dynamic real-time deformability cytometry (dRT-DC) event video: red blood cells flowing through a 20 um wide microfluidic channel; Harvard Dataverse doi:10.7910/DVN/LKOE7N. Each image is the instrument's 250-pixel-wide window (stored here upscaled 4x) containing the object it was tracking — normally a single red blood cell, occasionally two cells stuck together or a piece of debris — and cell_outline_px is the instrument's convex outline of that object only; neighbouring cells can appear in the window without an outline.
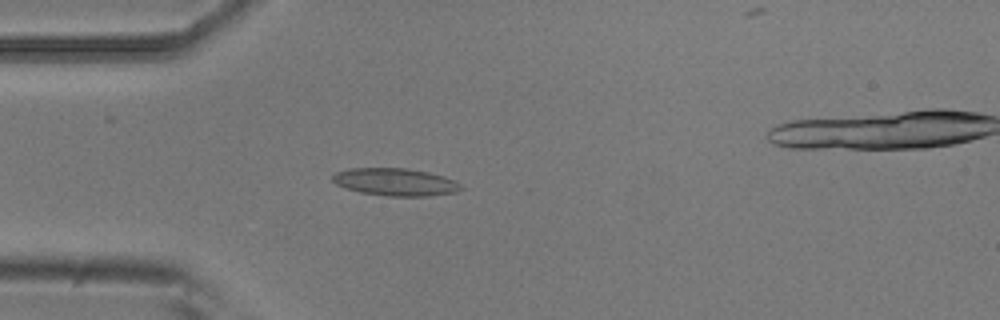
{"species": "common noctule bat (a hibernating species)", "species_latin": "Nyctalus noctula", "temperature_condition": "room temperature", "stored_images_in_passage": 5, "camera_frame_rate_fps": 3000, "um_per_image_px": 0.085, "animal": {"sex": "male", "body_mass_g": 20.5, "forearm_length_mm": 52.5}, "frame": {"image": 1, "passage_image": 4, "time_ms": 1.0, "image_size_px": [1000, 320], "cell_outline_px": [[464, 188], [456, 192], [428, 196], [388, 196], [360, 192], [336, 184], [332, 180], [332, 176], [336, 172], [348, 168], [408, 168], [428, 172], [444, 176], [460, 184]], "centroid_in_image_um": [33.61, 15.46], "position_along_channel_um": 51.4, "area_um2": 20.52}}